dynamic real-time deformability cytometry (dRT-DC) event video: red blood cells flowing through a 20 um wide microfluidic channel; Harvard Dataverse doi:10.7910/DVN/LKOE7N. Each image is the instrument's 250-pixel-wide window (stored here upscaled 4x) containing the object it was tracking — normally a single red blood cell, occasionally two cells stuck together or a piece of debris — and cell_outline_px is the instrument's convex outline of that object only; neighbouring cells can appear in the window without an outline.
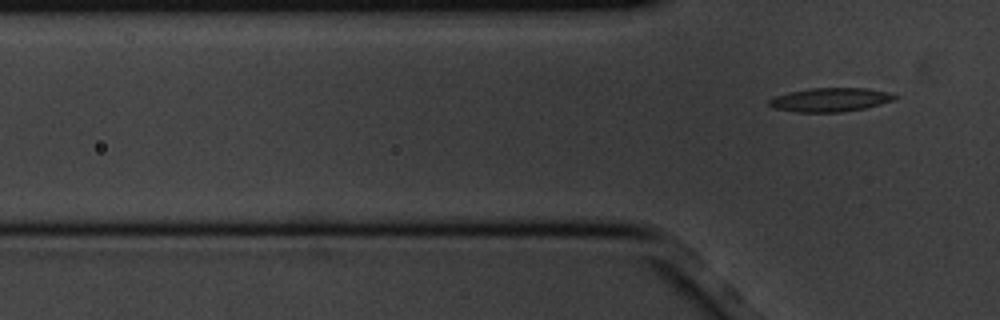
{"species": "common noctule bat (a hibernating species)", "species_latin": "Nyctalus noctula", "temperature_condition": "cold", "stored_images_in_passage": 4, "segment_of_instrument_passage": [2, 2], "camera_frame_rate_fps": 3000, "um_per_image_px": 0.085, "animal": {"sex": "male", "body_mass_g": 20.1, "forearm_length_mm": 53.5}, "frame": {"image": 1, "passage_image": 4, "time_ms": 1.0, "image_size_px": [1000, 320], "cell_outline_px": [[900, 96], [896, 100], [864, 108], [840, 112], [796, 112], [772, 108], [768, 104], [768, 100], [776, 96], [788, 92], [808, 88], [864, 88], [888, 92]], "centroid_in_image_um": [70.57, 8.48], "position_along_channel_um": 55.2, "area_um2": 17.51}}